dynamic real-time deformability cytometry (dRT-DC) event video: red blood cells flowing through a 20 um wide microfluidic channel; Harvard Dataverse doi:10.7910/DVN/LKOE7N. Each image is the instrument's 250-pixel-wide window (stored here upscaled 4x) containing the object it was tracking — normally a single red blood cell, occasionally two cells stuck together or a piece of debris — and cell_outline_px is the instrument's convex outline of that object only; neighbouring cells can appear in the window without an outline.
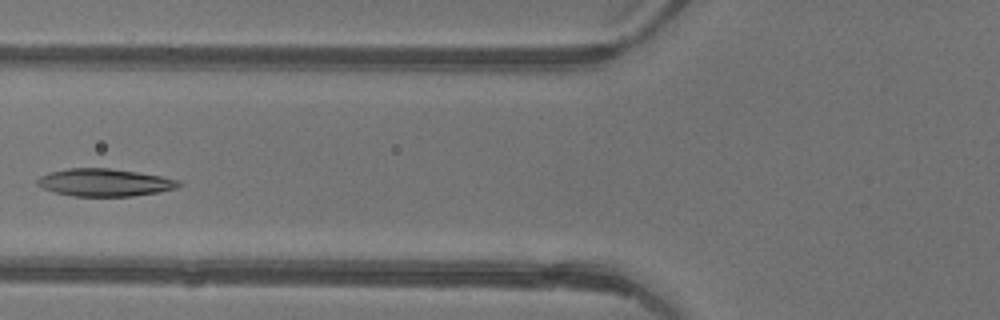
{"species": "common noctule bat (a hibernating species)", "species_latin": "Nyctalus noctula", "temperature_condition": "warm", "stored_images_in_passage": 3, "camera_frame_rate_fps": 3000, "um_per_image_px": 0.085, "animal": {"sex": "female"}, "frame": {"image": 1, "passage_image": 3, "time_ms": 0.667, "image_size_px": [1000, 320], "cell_outline_px": [[184, 184], [176, 188], [156, 192], [132, 196], [72, 196], [56, 192], [44, 188], [36, 184], [36, 180], [40, 176], [52, 172], [68, 168], [108, 168], [136, 172], [160, 176], [180, 180]], "centroid_in_image_um": [8.9, 15.51], "position_along_channel_um": 116.9, "area_um2": 22.48}}